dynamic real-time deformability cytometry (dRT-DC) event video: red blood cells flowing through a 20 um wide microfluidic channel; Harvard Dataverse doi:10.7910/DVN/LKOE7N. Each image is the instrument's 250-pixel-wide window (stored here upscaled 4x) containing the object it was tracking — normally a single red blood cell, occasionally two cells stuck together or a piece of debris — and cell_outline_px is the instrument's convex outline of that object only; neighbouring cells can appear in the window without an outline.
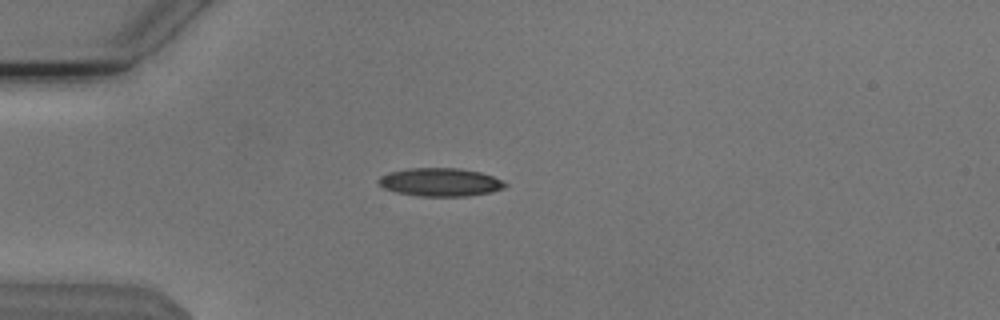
{"species": "Egyptian fruit bat (a non-hibernating species)", "species_latin": "Rousettus aegyptiacus", "temperature_condition": "cold", "stored_images_in_passage": 4, "camera_frame_rate_fps": 3000, "um_per_image_px": 0.085, "animal": {"sex": "male"}, "frame": {"image": 1, "passage_image": 4, "time_ms": 1.0, "image_size_px": [1000, 320], "cell_outline_px": [[508, 184], [504, 188], [492, 192], [468, 196], [420, 196], [396, 192], [384, 188], [376, 180], [380, 176], [388, 172], [408, 168], [460, 168], [480, 172], [492, 176]], "centroid_in_image_um": [37.41, 15.48], "position_along_channel_um": 47.6, "area_um2": 20.87}}